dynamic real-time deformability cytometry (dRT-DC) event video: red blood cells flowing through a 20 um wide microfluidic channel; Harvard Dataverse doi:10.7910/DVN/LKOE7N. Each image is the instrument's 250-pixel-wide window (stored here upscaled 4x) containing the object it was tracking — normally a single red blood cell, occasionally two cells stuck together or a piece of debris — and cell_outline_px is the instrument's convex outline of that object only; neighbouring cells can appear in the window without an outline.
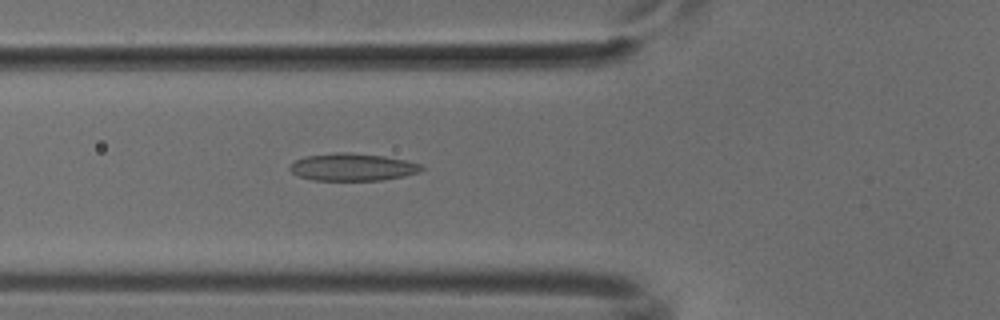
{"species": "common noctule bat (a hibernating species)", "species_latin": "Nyctalus noctula", "temperature_condition": "cold", "stored_images_in_passage": 52, "camera_frame_rate_fps": 3000, "um_per_image_px": 0.085, "animal": {"sex": "male", "body_mass_g": 18.8}, "frame": {"image": 1, "passage_image": 19, "time_ms": 6.0, "image_size_px": [1000, 320], "cell_outline_px": [[424, 168], [420, 172], [404, 176], [380, 180], [312, 180], [300, 176], [292, 172], [288, 168], [296, 160], [304, 156], [332, 152], [348, 152], [384, 156], [404, 160], [420, 164]], "centroid_in_image_um": [29.95, 14.19], "position_along_channel_um": 95.8, "area_um2": 20.98}}
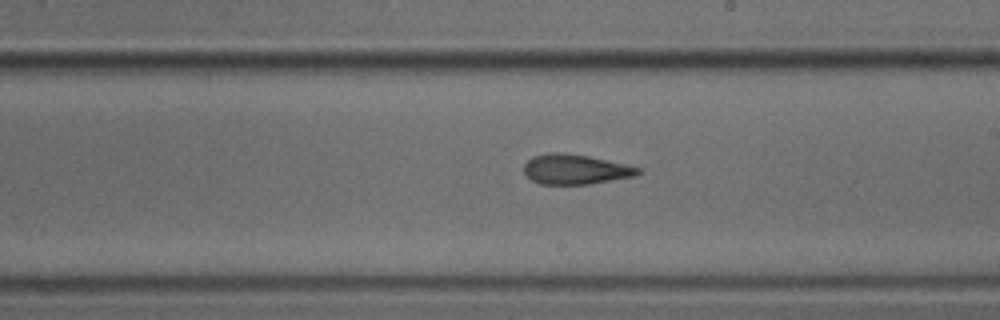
{"frame": {"image": 2, "passage_image": 30, "time_ms": 9.667, "image_size_px": [1000, 320], "cell_outline_px": [[644, 172], [636, 176], [588, 184], [540, 184], [532, 180], [524, 172], [524, 164], [532, 156], [548, 152], [560, 152], [588, 156], [624, 164], [640, 168]], "centroid_in_image_um": [48.9, 14.39], "position_along_channel_um": 240.1, "area_um2": 19.88}}
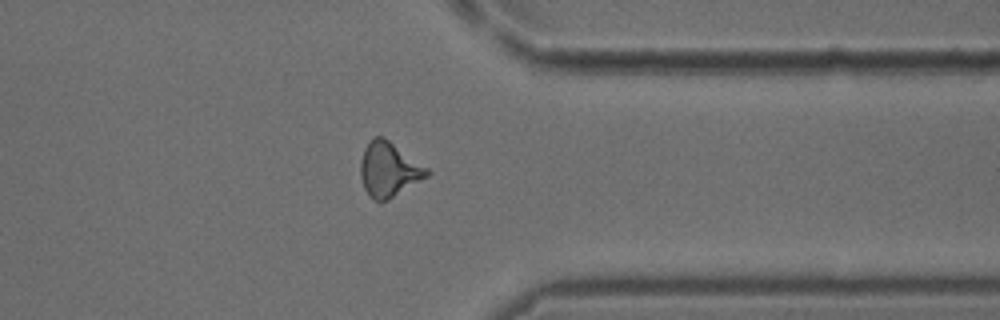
{"frame": {"image": 3, "passage_image": 41, "time_ms": 13.333, "image_size_px": [1000, 320], "cell_outline_px": [[432, 172], [428, 176], [388, 200], [380, 204], [372, 200], [368, 196], [364, 188], [360, 176], [360, 160], [364, 148], [372, 136], [384, 136], [428, 168]], "centroid_in_image_um": [33.02, 14.42], "position_along_channel_um": 378.4, "area_um2": 21.56}}